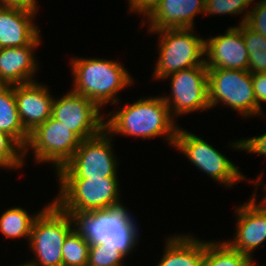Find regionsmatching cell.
Here are the masks:
<instances>
[{
  "mask_svg": "<svg viewBox=\"0 0 266 266\" xmlns=\"http://www.w3.org/2000/svg\"><path fill=\"white\" fill-rule=\"evenodd\" d=\"M39 211L27 243L35 259L27 263L32 266H63L61 250L65 238L74 229L73 220L53 201Z\"/></svg>",
  "mask_w": 266,
  "mask_h": 266,
  "instance_id": "cell-4",
  "label": "cell"
},
{
  "mask_svg": "<svg viewBox=\"0 0 266 266\" xmlns=\"http://www.w3.org/2000/svg\"><path fill=\"white\" fill-rule=\"evenodd\" d=\"M24 148L9 134L0 131V168H22L25 163Z\"/></svg>",
  "mask_w": 266,
  "mask_h": 266,
  "instance_id": "cell-25",
  "label": "cell"
},
{
  "mask_svg": "<svg viewBox=\"0 0 266 266\" xmlns=\"http://www.w3.org/2000/svg\"><path fill=\"white\" fill-rule=\"evenodd\" d=\"M0 131L12 136L23 148L26 146L29 133L20 120L12 85H0Z\"/></svg>",
  "mask_w": 266,
  "mask_h": 266,
  "instance_id": "cell-20",
  "label": "cell"
},
{
  "mask_svg": "<svg viewBox=\"0 0 266 266\" xmlns=\"http://www.w3.org/2000/svg\"><path fill=\"white\" fill-rule=\"evenodd\" d=\"M37 11L0 6V48L40 44V28L34 23Z\"/></svg>",
  "mask_w": 266,
  "mask_h": 266,
  "instance_id": "cell-17",
  "label": "cell"
},
{
  "mask_svg": "<svg viewBox=\"0 0 266 266\" xmlns=\"http://www.w3.org/2000/svg\"><path fill=\"white\" fill-rule=\"evenodd\" d=\"M113 137L104 129L97 136L82 140L73 157L56 172L58 179L118 177Z\"/></svg>",
  "mask_w": 266,
  "mask_h": 266,
  "instance_id": "cell-7",
  "label": "cell"
},
{
  "mask_svg": "<svg viewBox=\"0 0 266 266\" xmlns=\"http://www.w3.org/2000/svg\"><path fill=\"white\" fill-rule=\"evenodd\" d=\"M242 35L248 50V71L251 74L266 73V37L242 24Z\"/></svg>",
  "mask_w": 266,
  "mask_h": 266,
  "instance_id": "cell-23",
  "label": "cell"
},
{
  "mask_svg": "<svg viewBox=\"0 0 266 266\" xmlns=\"http://www.w3.org/2000/svg\"><path fill=\"white\" fill-rule=\"evenodd\" d=\"M52 117L68 127L81 140L97 136L104 130L101 108L83 95L70 92L54 97Z\"/></svg>",
  "mask_w": 266,
  "mask_h": 266,
  "instance_id": "cell-12",
  "label": "cell"
},
{
  "mask_svg": "<svg viewBox=\"0 0 266 266\" xmlns=\"http://www.w3.org/2000/svg\"><path fill=\"white\" fill-rule=\"evenodd\" d=\"M15 266H32V265L28 264L27 262H24V263H22V264L15 265Z\"/></svg>",
  "mask_w": 266,
  "mask_h": 266,
  "instance_id": "cell-33",
  "label": "cell"
},
{
  "mask_svg": "<svg viewBox=\"0 0 266 266\" xmlns=\"http://www.w3.org/2000/svg\"><path fill=\"white\" fill-rule=\"evenodd\" d=\"M90 244L73 229L65 238L62 247L63 266H84L88 264Z\"/></svg>",
  "mask_w": 266,
  "mask_h": 266,
  "instance_id": "cell-24",
  "label": "cell"
},
{
  "mask_svg": "<svg viewBox=\"0 0 266 266\" xmlns=\"http://www.w3.org/2000/svg\"><path fill=\"white\" fill-rule=\"evenodd\" d=\"M69 215L74 229L90 245L108 242L127 257L140 241L137 222L124 204L89 212H70Z\"/></svg>",
  "mask_w": 266,
  "mask_h": 266,
  "instance_id": "cell-3",
  "label": "cell"
},
{
  "mask_svg": "<svg viewBox=\"0 0 266 266\" xmlns=\"http://www.w3.org/2000/svg\"><path fill=\"white\" fill-rule=\"evenodd\" d=\"M160 1L161 0H129V12L138 13L144 17Z\"/></svg>",
  "mask_w": 266,
  "mask_h": 266,
  "instance_id": "cell-31",
  "label": "cell"
},
{
  "mask_svg": "<svg viewBox=\"0 0 266 266\" xmlns=\"http://www.w3.org/2000/svg\"><path fill=\"white\" fill-rule=\"evenodd\" d=\"M257 2L250 9L246 24L254 31L266 37V0Z\"/></svg>",
  "mask_w": 266,
  "mask_h": 266,
  "instance_id": "cell-29",
  "label": "cell"
},
{
  "mask_svg": "<svg viewBox=\"0 0 266 266\" xmlns=\"http://www.w3.org/2000/svg\"><path fill=\"white\" fill-rule=\"evenodd\" d=\"M252 82L256 99V116H264L261 104L266 103V73L252 74Z\"/></svg>",
  "mask_w": 266,
  "mask_h": 266,
  "instance_id": "cell-30",
  "label": "cell"
},
{
  "mask_svg": "<svg viewBox=\"0 0 266 266\" xmlns=\"http://www.w3.org/2000/svg\"><path fill=\"white\" fill-rule=\"evenodd\" d=\"M120 107L105 115L104 129L111 136L120 134L144 140L163 136L166 143L174 146L179 125L162 96L141 97Z\"/></svg>",
  "mask_w": 266,
  "mask_h": 266,
  "instance_id": "cell-1",
  "label": "cell"
},
{
  "mask_svg": "<svg viewBox=\"0 0 266 266\" xmlns=\"http://www.w3.org/2000/svg\"><path fill=\"white\" fill-rule=\"evenodd\" d=\"M204 64L207 69L248 70L249 55L242 35V24L226 33L205 39Z\"/></svg>",
  "mask_w": 266,
  "mask_h": 266,
  "instance_id": "cell-14",
  "label": "cell"
},
{
  "mask_svg": "<svg viewBox=\"0 0 266 266\" xmlns=\"http://www.w3.org/2000/svg\"><path fill=\"white\" fill-rule=\"evenodd\" d=\"M180 127L173 147L185 155L197 169L207 174L212 180L224 185L225 188L233 187L238 182L247 181L246 176L223 153L210 143L208 144L206 140Z\"/></svg>",
  "mask_w": 266,
  "mask_h": 266,
  "instance_id": "cell-8",
  "label": "cell"
},
{
  "mask_svg": "<svg viewBox=\"0 0 266 266\" xmlns=\"http://www.w3.org/2000/svg\"><path fill=\"white\" fill-rule=\"evenodd\" d=\"M194 28H167L148 31L158 36L159 57L153 77L164 80L177 71L204 64L205 39L195 34Z\"/></svg>",
  "mask_w": 266,
  "mask_h": 266,
  "instance_id": "cell-5",
  "label": "cell"
},
{
  "mask_svg": "<svg viewBox=\"0 0 266 266\" xmlns=\"http://www.w3.org/2000/svg\"><path fill=\"white\" fill-rule=\"evenodd\" d=\"M48 85L33 81L14 86V94L20 120L30 133L52 116L54 96Z\"/></svg>",
  "mask_w": 266,
  "mask_h": 266,
  "instance_id": "cell-15",
  "label": "cell"
},
{
  "mask_svg": "<svg viewBox=\"0 0 266 266\" xmlns=\"http://www.w3.org/2000/svg\"><path fill=\"white\" fill-rule=\"evenodd\" d=\"M59 195L53 202L65 213L89 212L119 206L118 177L58 179Z\"/></svg>",
  "mask_w": 266,
  "mask_h": 266,
  "instance_id": "cell-6",
  "label": "cell"
},
{
  "mask_svg": "<svg viewBox=\"0 0 266 266\" xmlns=\"http://www.w3.org/2000/svg\"><path fill=\"white\" fill-rule=\"evenodd\" d=\"M74 93L83 95L104 108L109 102L117 105V94L133 84V77L118 61L106 58H80L70 60Z\"/></svg>",
  "mask_w": 266,
  "mask_h": 266,
  "instance_id": "cell-2",
  "label": "cell"
},
{
  "mask_svg": "<svg viewBox=\"0 0 266 266\" xmlns=\"http://www.w3.org/2000/svg\"><path fill=\"white\" fill-rule=\"evenodd\" d=\"M235 150L245 151L248 153H253L266 157V133L260 136H253L249 138H243L240 140H235L230 144Z\"/></svg>",
  "mask_w": 266,
  "mask_h": 266,
  "instance_id": "cell-28",
  "label": "cell"
},
{
  "mask_svg": "<svg viewBox=\"0 0 266 266\" xmlns=\"http://www.w3.org/2000/svg\"><path fill=\"white\" fill-rule=\"evenodd\" d=\"M205 14V0H161L143 18L148 30L194 28L195 16Z\"/></svg>",
  "mask_w": 266,
  "mask_h": 266,
  "instance_id": "cell-16",
  "label": "cell"
},
{
  "mask_svg": "<svg viewBox=\"0 0 266 266\" xmlns=\"http://www.w3.org/2000/svg\"><path fill=\"white\" fill-rule=\"evenodd\" d=\"M254 0H205V15H225L230 16L243 14L239 25L246 23L250 9L247 7L252 4Z\"/></svg>",
  "mask_w": 266,
  "mask_h": 266,
  "instance_id": "cell-26",
  "label": "cell"
},
{
  "mask_svg": "<svg viewBox=\"0 0 266 266\" xmlns=\"http://www.w3.org/2000/svg\"><path fill=\"white\" fill-rule=\"evenodd\" d=\"M177 234L165 240L163 256L157 266H202L204 240L196 236Z\"/></svg>",
  "mask_w": 266,
  "mask_h": 266,
  "instance_id": "cell-19",
  "label": "cell"
},
{
  "mask_svg": "<svg viewBox=\"0 0 266 266\" xmlns=\"http://www.w3.org/2000/svg\"><path fill=\"white\" fill-rule=\"evenodd\" d=\"M108 242L90 245L88 255L89 266H125L124 258H127Z\"/></svg>",
  "mask_w": 266,
  "mask_h": 266,
  "instance_id": "cell-27",
  "label": "cell"
},
{
  "mask_svg": "<svg viewBox=\"0 0 266 266\" xmlns=\"http://www.w3.org/2000/svg\"><path fill=\"white\" fill-rule=\"evenodd\" d=\"M256 191L249 201L236 207V232L232 240L225 241L232 249L249 256L264 247L266 241V192L260 202H256ZM238 208V209H237Z\"/></svg>",
  "mask_w": 266,
  "mask_h": 266,
  "instance_id": "cell-13",
  "label": "cell"
},
{
  "mask_svg": "<svg viewBox=\"0 0 266 266\" xmlns=\"http://www.w3.org/2000/svg\"><path fill=\"white\" fill-rule=\"evenodd\" d=\"M39 45L0 48V85L15 86L36 80L39 67L33 52Z\"/></svg>",
  "mask_w": 266,
  "mask_h": 266,
  "instance_id": "cell-18",
  "label": "cell"
},
{
  "mask_svg": "<svg viewBox=\"0 0 266 266\" xmlns=\"http://www.w3.org/2000/svg\"><path fill=\"white\" fill-rule=\"evenodd\" d=\"M223 242L205 241L202 266H258L254 259L232 249Z\"/></svg>",
  "mask_w": 266,
  "mask_h": 266,
  "instance_id": "cell-21",
  "label": "cell"
},
{
  "mask_svg": "<svg viewBox=\"0 0 266 266\" xmlns=\"http://www.w3.org/2000/svg\"><path fill=\"white\" fill-rule=\"evenodd\" d=\"M208 102L210 109L223 103L243 118L256 117L252 74L248 70L208 69Z\"/></svg>",
  "mask_w": 266,
  "mask_h": 266,
  "instance_id": "cell-9",
  "label": "cell"
},
{
  "mask_svg": "<svg viewBox=\"0 0 266 266\" xmlns=\"http://www.w3.org/2000/svg\"><path fill=\"white\" fill-rule=\"evenodd\" d=\"M37 0H0V6L3 7H17L32 11H38Z\"/></svg>",
  "mask_w": 266,
  "mask_h": 266,
  "instance_id": "cell-32",
  "label": "cell"
},
{
  "mask_svg": "<svg viewBox=\"0 0 266 266\" xmlns=\"http://www.w3.org/2000/svg\"><path fill=\"white\" fill-rule=\"evenodd\" d=\"M40 212L29 214L25 208L20 206L8 208L0 215V232L5 238H26L29 242L30 233L34 219Z\"/></svg>",
  "mask_w": 266,
  "mask_h": 266,
  "instance_id": "cell-22",
  "label": "cell"
},
{
  "mask_svg": "<svg viewBox=\"0 0 266 266\" xmlns=\"http://www.w3.org/2000/svg\"><path fill=\"white\" fill-rule=\"evenodd\" d=\"M81 141L74 132L51 116L29 133L24 160L29 149H32L35 163H52L56 173L73 157Z\"/></svg>",
  "mask_w": 266,
  "mask_h": 266,
  "instance_id": "cell-10",
  "label": "cell"
},
{
  "mask_svg": "<svg viewBox=\"0 0 266 266\" xmlns=\"http://www.w3.org/2000/svg\"><path fill=\"white\" fill-rule=\"evenodd\" d=\"M165 79H170V95H163L164 102L175 119L191 112L210 109L208 102V69L194 66L177 71ZM175 115V116H174Z\"/></svg>",
  "mask_w": 266,
  "mask_h": 266,
  "instance_id": "cell-11",
  "label": "cell"
}]
</instances>
